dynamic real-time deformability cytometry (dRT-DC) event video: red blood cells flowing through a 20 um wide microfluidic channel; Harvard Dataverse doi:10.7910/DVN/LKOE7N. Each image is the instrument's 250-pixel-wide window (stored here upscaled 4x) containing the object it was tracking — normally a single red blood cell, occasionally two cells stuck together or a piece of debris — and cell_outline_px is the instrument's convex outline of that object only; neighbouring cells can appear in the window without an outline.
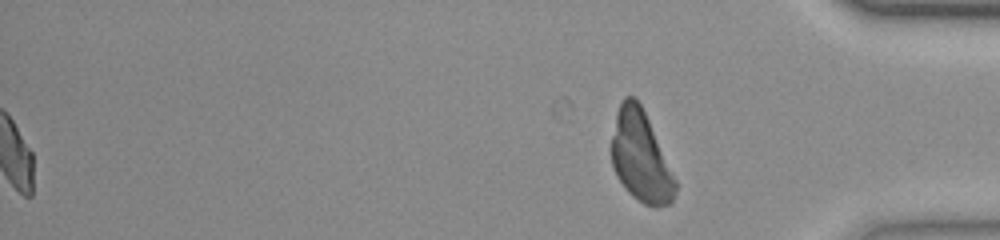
{"species": "common noctule bat (a hibernating species)", "species_latin": "Nyctalus noctula", "temperature_condition": "room temperature", "stored_images_in_passage": 55, "segment_of_instrument_passage": [2, 2], "camera_frame_rate_fps": 3000, "um_per_image_px": 0.085, "animal": {"sex": "female", "body_mass_g": 23.0, "forearm_length_mm": 53.4}, "frame": {"image": 1, "passage_image": 55, "time_ms": 18.0, "image_size_px": [1000, 240], "cell_outline_px": [[676, 192], [672, 204], [656, 208], [652, 208], [644, 204], [632, 196], [628, 192], [616, 176], [612, 164], [612, 136], [616, 112], [624, 96], [636, 96], [648, 120], [676, 180]], "centroid_in_image_um": [54.46, 13.36], "position_along_channel_um": 380.7, "area_um2": 33.64}}